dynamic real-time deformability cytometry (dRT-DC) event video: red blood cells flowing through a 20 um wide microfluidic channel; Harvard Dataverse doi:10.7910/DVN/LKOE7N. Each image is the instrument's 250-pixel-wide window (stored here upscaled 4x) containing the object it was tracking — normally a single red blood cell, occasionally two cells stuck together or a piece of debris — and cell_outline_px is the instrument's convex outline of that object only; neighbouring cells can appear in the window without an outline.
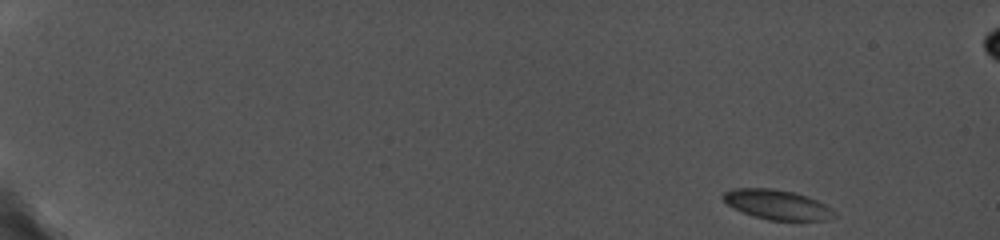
{"species": "common noctule bat (a hibernating species)", "species_latin": "Nyctalus noctula", "temperature_condition": "cold", "stored_images_in_passage": 40, "camera_frame_rate_fps": 5000, "um_per_image_px": 0.085, "animal": {"sex": "female", "body_mass_g": 19.0, "forearm_length_mm": 56.7}, "frame": {"image": 1, "passage_image": 1, "time_ms": 0.0, "image_size_px": [1000, 240], "cell_outline_px": [[836, 216], [824, 220], [768, 220], [752, 216], [732, 208], [720, 196], [724, 192], [732, 188], [772, 188], [792, 192], [808, 196], [824, 204], [836, 212]], "centroid_in_image_um": [66.02, 17.39], "position_along_channel_um": 19.0, "area_um2": 19.31}}
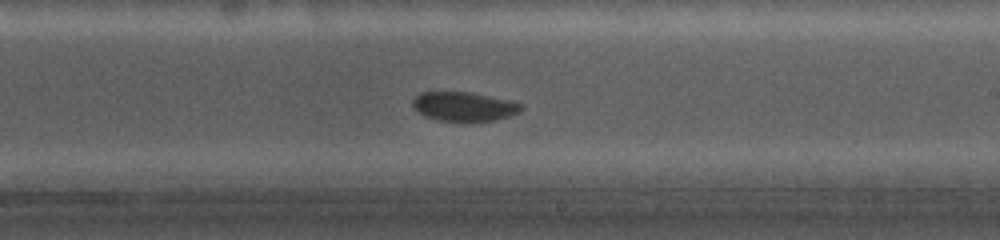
{"frame": {"image": 2, "passage_image": 27, "time_ms": 10.8, "image_size_px": [1000, 240], "cell_outline_px": [[524, 108], [520, 112], [496, 120], [436, 120], [424, 116], [416, 112], [412, 108], [412, 100], [420, 92], [472, 92], [512, 100], [524, 104]], "centroid_in_image_um": [39.44, 9.03], "position_along_channel_um": 249.6, "area_um2": 18.61}}
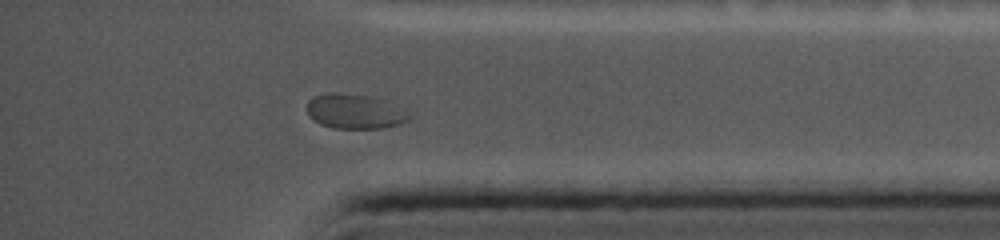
{"frame": {"image": 3, "passage_image": 37, "time_ms": 15.0, "image_size_px": [1000, 240], "cell_outline_px": [[412, 116], [408, 120], [400, 124], [384, 128], [332, 128], [320, 124], [308, 112], [308, 100], [312, 96], [324, 92], [336, 92], [372, 96], [388, 100], [412, 112]], "centroid_in_image_um": [30.24, 9.45], "position_along_channel_um": 405.0, "area_um2": 21.15}}